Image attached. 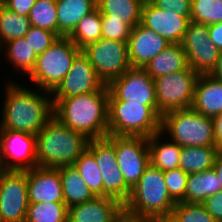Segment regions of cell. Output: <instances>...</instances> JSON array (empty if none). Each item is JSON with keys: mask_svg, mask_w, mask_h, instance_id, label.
Returning a JSON list of instances; mask_svg holds the SVG:
<instances>
[{"mask_svg": "<svg viewBox=\"0 0 222 222\" xmlns=\"http://www.w3.org/2000/svg\"><path fill=\"white\" fill-rule=\"evenodd\" d=\"M4 85L0 130H18L37 135L54 116L51 92L37 88V93V90L19 86L11 79Z\"/></svg>", "mask_w": 222, "mask_h": 222, "instance_id": "obj_1", "label": "cell"}, {"mask_svg": "<svg viewBox=\"0 0 222 222\" xmlns=\"http://www.w3.org/2000/svg\"><path fill=\"white\" fill-rule=\"evenodd\" d=\"M109 90H101L52 99L54 117L70 129L82 133L88 139H99L109 135L108 127Z\"/></svg>", "mask_w": 222, "mask_h": 222, "instance_id": "obj_2", "label": "cell"}, {"mask_svg": "<svg viewBox=\"0 0 222 222\" xmlns=\"http://www.w3.org/2000/svg\"><path fill=\"white\" fill-rule=\"evenodd\" d=\"M89 140L53 116L36 135L37 166L58 168L72 165L87 149Z\"/></svg>", "mask_w": 222, "mask_h": 222, "instance_id": "obj_3", "label": "cell"}, {"mask_svg": "<svg viewBox=\"0 0 222 222\" xmlns=\"http://www.w3.org/2000/svg\"><path fill=\"white\" fill-rule=\"evenodd\" d=\"M176 202L170 197L163 171L149 164L131 189L124 209L134 215L152 218L170 217Z\"/></svg>", "mask_w": 222, "mask_h": 222, "instance_id": "obj_4", "label": "cell"}, {"mask_svg": "<svg viewBox=\"0 0 222 222\" xmlns=\"http://www.w3.org/2000/svg\"><path fill=\"white\" fill-rule=\"evenodd\" d=\"M109 135L151 137L161 131V116L143 102L108 101Z\"/></svg>", "mask_w": 222, "mask_h": 222, "instance_id": "obj_5", "label": "cell"}, {"mask_svg": "<svg viewBox=\"0 0 222 222\" xmlns=\"http://www.w3.org/2000/svg\"><path fill=\"white\" fill-rule=\"evenodd\" d=\"M181 147L215 146L213 120L192 108L173 110L161 116V131Z\"/></svg>", "mask_w": 222, "mask_h": 222, "instance_id": "obj_6", "label": "cell"}, {"mask_svg": "<svg viewBox=\"0 0 222 222\" xmlns=\"http://www.w3.org/2000/svg\"><path fill=\"white\" fill-rule=\"evenodd\" d=\"M69 37H59L45 52L37 56L29 75L36 88L52 92L68 73L75 57L81 52Z\"/></svg>", "mask_w": 222, "mask_h": 222, "instance_id": "obj_7", "label": "cell"}, {"mask_svg": "<svg viewBox=\"0 0 222 222\" xmlns=\"http://www.w3.org/2000/svg\"><path fill=\"white\" fill-rule=\"evenodd\" d=\"M198 76L189 66L155 78L157 113L162 116L173 110L191 108Z\"/></svg>", "mask_w": 222, "mask_h": 222, "instance_id": "obj_8", "label": "cell"}, {"mask_svg": "<svg viewBox=\"0 0 222 222\" xmlns=\"http://www.w3.org/2000/svg\"><path fill=\"white\" fill-rule=\"evenodd\" d=\"M87 148L94 154L103 177V197L116 199L124 205L130 196L131 188L126 184L118 167L115 135L90 139Z\"/></svg>", "mask_w": 222, "mask_h": 222, "instance_id": "obj_9", "label": "cell"}, {"mask_svg": "<svg viewBox=\"0 0 222 222\" xmlns=\"http://www.w3.org/2000/svg\"><path fill=\"white\" fill-rule=\"evenodd\" d=\"M82 52L105 85L122 76L131 67L127 42L100 38L88 44Z\"/></svg>", "mask_w": 222, "mask_h": 222, "instance_id": "obj_10", "label": "cell"}, {"mask_svg": "<svg viewBox=\"0 0 222 222\" xmlns=\"http://www.w3.org/2000/svg\"><path fill=\"white\" fill-rule=\"evenodd\" d=\"M0 165L3 171H27L37 167L36 135L0 130Z\"/></svg>", "mask_w": 222, "mask_h": 222, "instance_id": "obj_11", "label": "cell"}, {"mask_svg": "<svg viewBox=\"0 0 222 222\" xmlns=\"http://www.w3.org/2000/svg\"><path fill=\"white\" fill-rule=\"evenodd\" d=\"M28 206L27 171H2L0 222H25Z\"/></svg>", "mask_w": 222, "mask_h": 222, "instance_id": "obj_12", "label": "cell"}, {"mask_svg": "<svg viewBox=\"0 0 222 222\" xmlns=\"http://www.w3.org/2000/svg\"><path fill=\"white\" fill-rule=\"evenodd\" d=\"M108 101H136L151 106L157 112L154 79L141 67H130L108 85Z\"/></svg>", "mask_w": 222, "mask_h": 222, "instance_id": "obj_13", "label": "cell"}, {"mask_svg": "<svg viewBox=\"0 0 222 222\" xmlns=\"http://www.w3.org/2000/svg\"><path fill=\"white\" fill-rule=\"evenodd\" d=\"M180 44L198 74H210L216 67L220 50L210 40L208 25L190 21Z\"/></svg>", "mask_w": 222, "mask_h": 222, "instance_id": "obj_14", "label": "cell"}, {"mask_svg": "<svg viewBox=\"0 0 222 222\" xmlns=\"http://www.w3.org/2000/svg\"><path fill=\"white\" fill-rule=\"evenodd\" d=\"M115 152L118 167L132 189L150 164L148 138L115 135Z\"/></svg>", "mask_w": 222, "mask_h": 222, "instance_id": "obj_15", "label": "cell"}, {"mask_svg": "<svg viewBox=\"0 0 222 222\" xmlns=\"http://www.w3.org/2000/svg\"><path fill=\"white\" fill-rule=\"evenodd\" d=\"M104 86L88 57L81 51L51 95L52 99H64L101 90Z\"/></svg>", "mask_w": 222, "mask_h": 222, "instance_id": "obj_16", "label": "cell"}, {"mask_svg": "<svg viewBox=\"0 0 222 222\" xmlns=\"http://www.w3.org/2000/svg\"><path fill=\"white\" fill-rule=\"evenodd\" d=\"M189 22L190 16H180L173 11L157 8L149 0L143 4L141 24L170 44L181 43Z\"/></svg>", "mask_w": 222, "mask_h": 222, "instance_id": "obj_17", "label": "cell"}, {"mask_svg": "<svg viewBox=\"0 0 222 222\" xmlns=\"http://www.w3.org/2000/svg\"><path fill=\"white\" fill-rule=\"evenodd\" d=\"M29 203L64 202L62 181L57 168L34 167L27 170Z\"/></svg>", "mask_w": 222, "mask_h": 222, "instance_id": "obj_18", "label": "cell"}, {"mask_svg": "<svg viewBox=\"0 0 222 222\" xmlns=\"http://www.w3.org/2000/svg\"><path fill=\"white\" fill-rule=\"evenodd\" d=\"M169 45L170 43L165 38L138 23L132 29L127 41L130 66L143 68Z\"/></svg>", "mask_w": 222, "mask_h": 222, "instance_id": "obj_19", "label": "cell"}, {"mask_svg": "<svg viewBox=\"0 0 222 222\" xmlns=\"http://www.w3.org/2000/svg\"><path fill=\"white\" fill-rule=\"evenodd\" d=\"M124 205L110 197L95 196L68 208V222H115Z\"/></svg>", "mask_w": 222, "mask_h": 222, "instance_id": "obj_20", "label": "cell"}, {"mask_svg": "<svg viewBox=\"0 0 222 222\" xmlns=\"http://www.w3.org/2000/svg\"><path fill=\"white\" fill-rule=\"evenodd\" d=\"M191 108L213 118L222 113V79L211 74H199Z\"/></svg>", "mask_w": 222, "mask_h": 222, "instance_id": "obj_21", "label": "cell"}, {"mask_svg": "<svg viewBox=\"0 0 222 222\" xmlns=\"http://www.w3.org/2000/svg\"><path fill=\"white\" fill-rule=\"evenodd\" d=\"M57 35L68 37L79 21L97 8L96 0H56Z\"/></svg>", "mask_w": 222, "mask_h": 222, "instance_id": "obj_22", "label": "cell"}, {"mask_svg": "<svg viewBox=\"0 0 222 222\" xmlns=\"http://www.w3.org/2000/svg\"><path fill=\"white\" fill-rule=\"evenodd\" d=\"M188 67L187 55L182 45L173 43L153 57L143 69L152 79H155L161 75L181 71Z\"/></svg>", "mask_w": 222, "mask_h": 222, "instance_id": "obj_23", "label": "cell"}, {"mask_svg": "<svg viewBox=\"0 0 222 222\" xmlns=\"http://www.w3.org/2000/svg\"><path fill=\"white\" fill-rule=\"evenodd\" d=\"M144 2L145 0H96L101 17L123 21L132 29L141 23Z\"/></svg>", "mask_w": 222, "mask_h": 222, "instance_id": "obj_24", "label": "cell"}, {"mask_svg": "<svg viewBox=\"0 0 222 222\" xmlns=\"http://www.w3.org/2000/svg\"><path fill=\"white\" fill-rule=\"evenodd\" d=\"M162 132L148 137V150L150 164L167 171L179 168L182 147L171 139L165 142L160 141Z\"/></svg>", "mask_w": 222, "mask_h": 222, "instance_id": "obj_25", "label": "cell"}, {"mask_svg": "<svg viewBox=\"0 0 222 222\" xmlns=\"http://www.w3.org/2000/svg\"><path fill=\"white\" fill-rule=\"evenodd\" d=\"M222 190L220 180L214 169L189 174L184 203H203L208 197Z\"/></svg>", "mask_w": 222, "mask_h": 222, "instance_id": "obj_26", "label": "cell"}, {"mask_svg": "<svg viewBox=\"0 0 222 222\" xmlns=\"http://www.w3.org/2000/svg\"><path fill=\"white\" fill-rule=\"evenodd\" d=\"M57 169L62 181L64 203L68 208L95 197L73 165L61 166Z\"/></svg>", "mask_w": 222, "mask_h": 222, "instance_id": "obj_27", "label": "cell"}, {"mask_svg": "<svg viewBox=\"0 0 222 222\" xmlns=\"http://www.w3.org/2000/svg\"><path fill=\"white\" fill-rule=\"evenodd\" d=\"M215 146L182 147L179 168L188 175L213 168L217 153Z\"/></svg>", "mask_w": 222, "mask_h": 222, "instance_id": "obj_28", "label": "cell"}, {"mask_svg": "<svg viewBox=\"0 0 222 222\" xmlns=\"http://www.w3.org/2000/svg\"><path fill=\"white\" fill-rule=\"evenodd\" d=\"M5 49V50H4ZM3 50L6 59L14 67V69L27 73L29 76L36 65L37 54L31 48L29 43L26 42L24 37L16 38L4 43L0 47Z\"/></svg>", "mask_w": 222, "mask_h": 222, "instance_id": "obj_29", "label": "cell"}, {"mask_svg": "<svg viewBox=\"0 0 222 222\" xmlns=\"http://www.w3.org/2000/svg\"><path fill=\"white\" fill-rule=\"evenodd\" d=\"M68 37L80 50L102 38L101 12L96 8L84 16Z\"/></svg>", "mask_w": 222, "mask_h": 222, "instance_id": "obj_30", "label": "cell"}, {"mask_svg": "<svg viewBox=\"0 0 222 222\" xmlns=\"http://www.w3.org/2000/svg\"><path fill=\"white\" fill-rule=\"evenodd\" d=\"M30 27L28 17L0 5V47L10 40L24 37Z\"/></svg>", "mask_w": 222, "mask_h": 222, "instance_id": "obj_31", "label": "cell"}, {"mask_svg": "<svg viewBox=\"0 0 222 222\" xmlns=\"http://www.w3.org/2000/svg\"><path fill=\"white\" fill-rule=\"evenodd\" d=\"M72 165L80 173L90 191L95 196L103 197V177L94 154L87 148Z\"/></svg>", "mask_w": 222, "mask_h": 222, "instance_id": "obj_32", "label": "cell"}, {"mask_svg": "<svg viewBox=\"0 0 222 222\" xmlns=\"http://www.w3.org/2000/svg\"><path fill=\"white\" fill-rule=\"evenodd\" d=\"M25 222H68L64 202L29 203Z\"/></svg>", "mask_w": 222, "mask_h": 222, "instance_id": "obj_33", "label": "cell"}, {"mask_svg": "<svg viewBox=\"0 0 222 222\" xmlns=\"http://www.w3.org/2000/svg\"><path fill=\"white\" fill-rule=\"evenodd\" d=\"M31 26L57 34L56 0H37L28 14Z\"/></svg>", "mask_w": 222, "mask_h": 222, "instance_id": "obj_34", "label": "cell"}, {"mask_svg": "<svg viewBox=\"0 0 222 222\" xmlns=\"http://www.w3.org/2000/svg\"><path fill=\"white\" fill-rule=\"evenodd\" d=\"M190 21L205 25L222 22V0H191Z\"/></svg>", "mask_w": 222, "mask_h": 222, "instance_id": "obj_35", "label": "cell"}, {"mask_svg": "<svg viewBox=\"0 0 222 222\" xmlns=\"http://www.w3.org/2000/svg\"><path fill=\"white\" fill-rule=\"evenodd\" d=\"M170 217L176 222H217L202 203L178 202Z\"/></svg>", "mask_w": 222, "mask_h": 222, "instance_id": "obj_36", "label": "cell"}, {"mask_svg": "<svg viewBox=\"0 0 222 222\" xmlns=\"http://www.w3.org/2000/svg\"><path fill=\"white\" fill-rule=\"evenodd\" d=\"M163 177L170 197L176 203L181 202L185 196L188 174L181 168H176L164 171Z\"/></svg>", "mask_w": 222, "mask_h": 222, "instance_id": "obj_37", "label": "cell"}, {"mask_svg": "<svg viewBox=\"0 0 222 222\" xmlns=\"http://www.w3.org/2000/svg\"><path fill=\"white\" fill-rule=\"evenodd\" d=\"M24 38L34 52L39 55L52 46L59 36L54 32L31 26Z\"/></svg>", "mask_w": 222, "mask_h": 222, "instance_id": "obj_38", "label": "cell"}, {"mask_svg": "<svg viewBox=\"0 0 222 222\" xmlns=\"http://www.w3.org/2000/svg\"><path fill=\"white\" fill-rule=\"evenodd\" d=\"M102 20V38L127 42L131 35L132 28L123 21L111 19L110 17H101Z\"/></svg>", "mask_w": 222, "mask_h": 222, "instance_id": "obj_39", "label": "cell"}, {"mask_svg": "<svg viewBox=\"0 0 222 222\" xmlns=\"http://www.w3.org/2000/svg\"><path fill=\"white\" fill-rule=\"evenodd\" d=\"M157 8L170 10L180 16H190L191 0H149Z\"/></svg>", "mask_w": 222, "mask_h": 222, "instance_id": "obj_40", "label": "cell"}, {"mask_svg": "<svg viewBox=\"0 0 222 222\" xmlns=\"http://www.w3.org/2000/svg\"><path fill=\"white\" fill-rule=\"evenodd\" d=\"M202 204L217 222H222V190L208 197Z\"/></svg>", "mask_w": 222, "mask_h": 222, "instance_id": "obj_41", "label": "cell"}, {"mask_svg": "<svg viewBox=\"0 0 222 222\" xmlns=\"http://www.w3.org/2000/svg\"><path fill=\"white\" fill-rule=\"evenodd\" d=\"M37 0H2V5L19 15L28 17Z\"/></svg>", "mask_w": 222, "mask_h": 222, "instance_id": "obj_42", "label": "cell"}, {"mask_svg": "<svg viewBox=\"0 0 222 222\" xmlns=\"http://www.w3.org/2000/svg\"><path fill=\"white\" fill-rule=\"evenodd\" d=\"M115 222H156V219L147 216L134 215L123 209L117 216Z\"/></svg>", "mask_w": 222, "mask_h": 222, "instance_id": "obj_43", "label": "cell"}, {"mask_svg": "<svg viewBox=\"0 0 222 222\" xmlns=\"http://www.w3.org/2000/svg\"><path fill=\"white\" fill-rule=\"evenodd\" d=\"M209 37L211 42L222 50V22L217 24L208 25Z\"/></svg>", "mask_w": 222, "mask_h": 222, "instance_id": "obj_44", "label": "cell"}, {"mask_svg": "<svg viewBox=\"0 0 222 222\" xmlns=\"http://www.w3.org/2000/svg\"><path fill=\"white\" fill-rule=\"evenodd\" d=\"M214 128V140L217 150H222V113L212 118Z\"/></svg>", "mask_w": 222, "mask_h": 222, "instance_id": "obj_45", "label": "cell"}, {"mask_svg": "<svg viewBox=\"0 0 222 222\" xmlns=\"http://www.w3.org/2000/svg\"><path fill=\"white\" fill-rule=\"evenodd\" d=\"M213 169L220 180V185L222 186V150H218L216 153Z\"/></svg>", "mask_w": 222, "mask_h": 222, "instance_id": "obj_46", "label": "cell"}, {"mask_svg": "<svg viewBox=\"0 0 222 222\" xmlns=\"http://www.w3.org/2000/svg\"><path fill=\"white\" fill-rule=\"evenodd\" d=\"M210 74L215 78L222 79V50L220 51L216 67L212 70Z\"/></svg>", "mask_w": 222, "mask_h": 222, "instance_id": "obj_47", "label": "cell"}, {"mask_svg": "<svg viewBox=\"0 0 222 222\" xmlns=\"http://www.w3.org/2000/svg\"><path fill=\"white\" fill-rule=\"evenodd\" d=\"M156 222H176V221L173 220L171 217H161L157 218Z\"/></svg>", "mask_w": 222, "mask_h": 222, "instance_id": "obj_48", "label": "cell"}]
</instances>
